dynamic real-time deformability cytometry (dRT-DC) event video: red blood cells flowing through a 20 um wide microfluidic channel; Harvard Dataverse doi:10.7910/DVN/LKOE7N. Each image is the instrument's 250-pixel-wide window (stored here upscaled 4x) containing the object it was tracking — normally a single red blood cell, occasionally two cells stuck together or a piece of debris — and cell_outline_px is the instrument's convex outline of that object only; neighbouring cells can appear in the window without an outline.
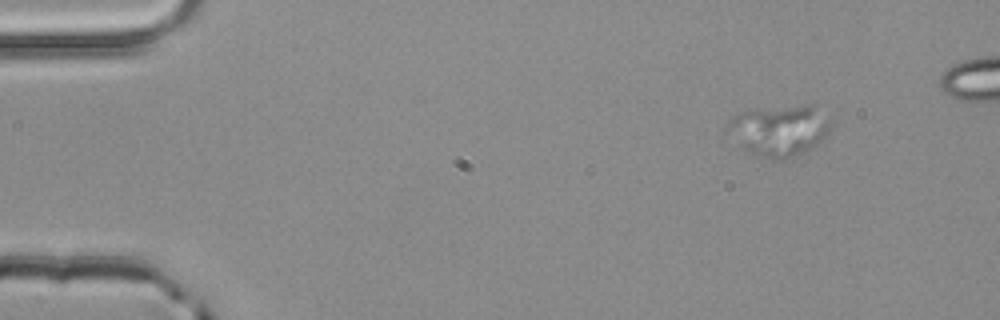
{"species": "common noctule bat (a hibernating species)", "species_latin": "Nyctalus noctula", "temperature_condition": "room temperature", "stored_images_in_passage": 5, "camera_frame_rate_fps": 3000, "um_per_image_px": 0.085, "animal": {"sex": "male", "body_mass_g": 20.4}, "frame": {"image": 1, "passage_image": 2, "time_ms": 0.333, "image_size_px": [1000, 320], "cell_outline_px": [[832, 124], [824, 140], [812, 148], [804, 152], [780, 160], [776, 160], [760, 156], [748, 152], [724, 132], [724, 128], [728, 120], [732, 116], [756, 108], [804, 104], [816, 104], [832, 120]], "centroid_in_image_um": [66.25, 11.05], "position_along_channel_um": 18.7, "area_um2": 31.56}}